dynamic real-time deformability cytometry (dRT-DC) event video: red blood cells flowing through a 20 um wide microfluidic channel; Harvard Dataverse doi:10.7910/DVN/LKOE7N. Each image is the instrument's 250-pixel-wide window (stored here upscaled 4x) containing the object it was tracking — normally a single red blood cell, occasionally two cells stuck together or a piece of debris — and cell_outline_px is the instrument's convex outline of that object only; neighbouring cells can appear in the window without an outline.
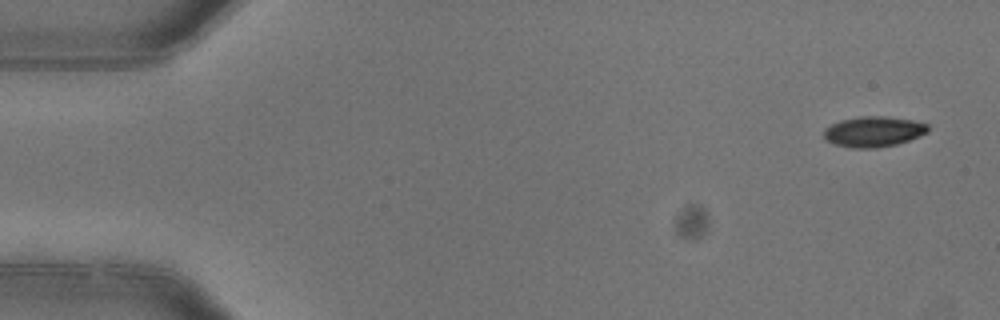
{"species": "common noctule bat (a hibernating species)", "species_latin": "Nyctalus noctula", "temperature_condition": "warm", "stored_images_in_passage": 2, "camera_frame_rate_fps": 3000, "um_per_image_px": 0.085, "animal": {"sex": "female"}, "frame": {"image": 1, "passage_image": 1, "time_ms": 0.0, "image_size_px": [1000, 320], "cell_outline_px": [[928, 132], [908, 140], [896, 144], [876, 148], [852, 148], [836, 144], [824, 140], [824, 128], [840, 120], [860, 116], [884, 116], [912, 120], [928, 124]], "centroid_in_image_um": [74.22, 11.18], "position_along_channel_um": 10.8, "area_um2": 18.44}}